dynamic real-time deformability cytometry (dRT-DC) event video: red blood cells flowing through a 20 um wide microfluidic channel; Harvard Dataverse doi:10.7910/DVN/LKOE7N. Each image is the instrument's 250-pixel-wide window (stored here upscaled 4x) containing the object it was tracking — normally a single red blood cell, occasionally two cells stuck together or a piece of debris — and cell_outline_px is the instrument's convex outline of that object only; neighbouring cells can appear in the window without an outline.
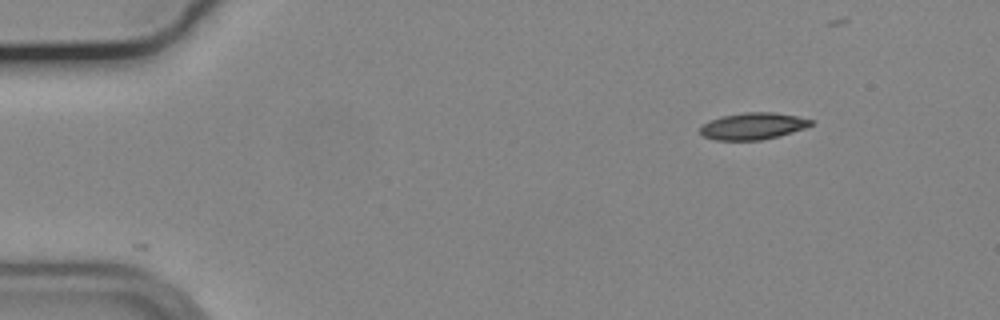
{"species": "common noctule bat (a hibernating species)", "species_latin": "Nyctalus noctula", "temperature_condition": "cold", "stored_images_in_passage": 32, "camera_frame_rate_fps": 3000, "um_per_image_px": 0.085, "animal": {"sex": "male", "body_mass_g": 19.2, "forearm_length_mm": 51.8}, "frame": {"image": 1, "passage_image": 1, "time_ms": 0.0, "image_size_px": [1000, 320], "cell_outline_px": [[812, 124], [804, 128], [792, 132], [760, 140], [716, 140], [704, 136], [700, 132], [700, 128], [708, 120], [720, 116], [744, 112], [772, 112], [796, 116], [812, 120]], "centroid_in_image_um": [63.95, 10.71], "position_along_channel_um": 21.0, "area_um2": 17.11}}
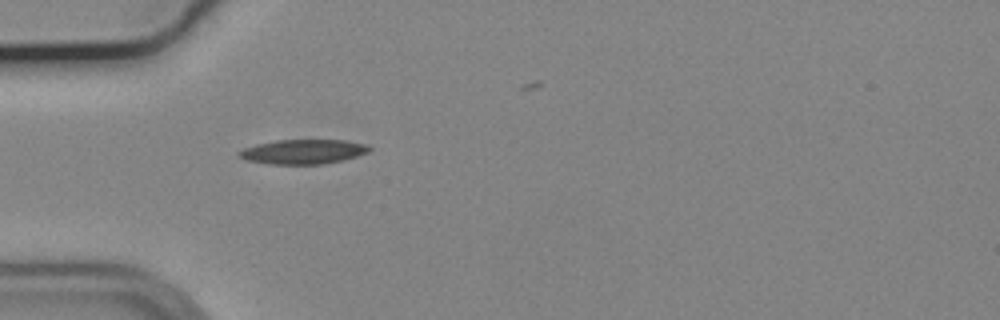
{"frame": {"image": 2, "passage_image": 11, "time_ms": 3.333, "image_size_px": [1000, 320], "cell_outline_px": [[372, 148], [368, 152], [356, 156], [340, 160], [320, 164], [268, 164], [248, 160], [236, 156], [236, 152], [244, 148], [256, 144], [276, 140], [348, 140], [368, 144]], "centroid_in_image_um": [25.75, 12.88], "position_along_channel_um": 59.3, "area_um2": 18.67}}
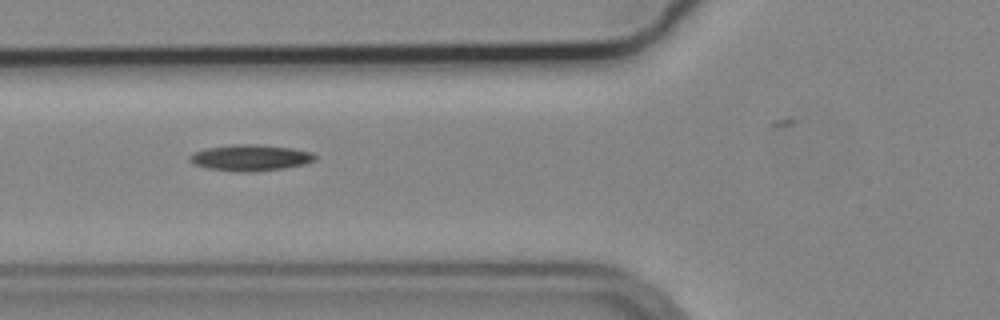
{"frame": {"image": 3, "passage_image": 15, "time_ms": 4.667, "image_size_px": [1000, 320], "cell_outline_px": [[316, 160], [304, 164], [284, 168], [256, 172], [240, 172], [208, 168], [196, 164], [188, 160], [188, 156], [192, 152], [208, 148], [232, 144], [260, 144], [292, 148], [312, 152], [316, 156]], "centroid_in_image_um": [21.29, 13.4], "position_along_channel_um": 104.5, "area_um2": 19.25}}